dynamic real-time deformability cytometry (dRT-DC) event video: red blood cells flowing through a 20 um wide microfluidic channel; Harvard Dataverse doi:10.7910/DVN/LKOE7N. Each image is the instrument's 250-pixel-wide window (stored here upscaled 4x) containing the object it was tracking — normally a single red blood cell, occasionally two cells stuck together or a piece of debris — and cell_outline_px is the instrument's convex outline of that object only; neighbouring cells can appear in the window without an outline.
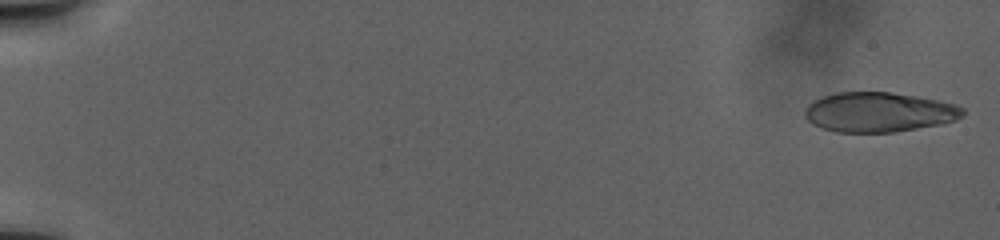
{"species": "human", "species_latin": "Homo sapiens", "temperature_condition": "warm", "stored_images_in_passage": 84, "camera_frame_rate_fps": 3000, "um_per_image_px": 0.085, "donor": {"sex": "male"}, "frame": {"image": 1, "passage_image": 3, "time_ms": 0.667, "image_size_px": [1000, 240], "cell_outline_px": [[964, 116], [956, 120], [944, 124], [896, 132], [836, 132], [812, 124], [804, 116], [804, 108], [812, 100], [836, 92], [892, 92], [940, 100], [964, 108]], "centroid_in_image_um": [74.71, 9.53], "position_along_channel_um": 10.3, "area_um2": 36.93}}
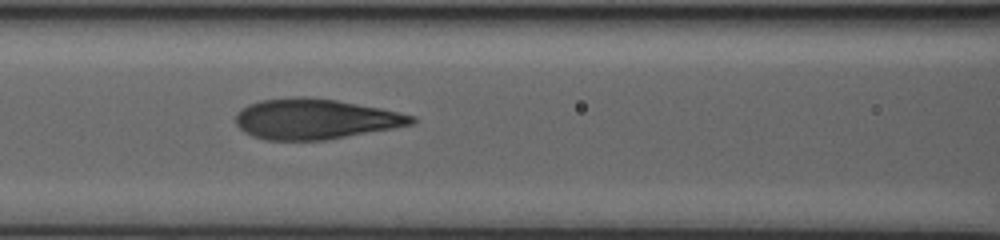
{"frame": {"image": 2, "passage_image": 49, "time_ms": 19.667, "image_size_px": [1000, 240], "cell_outline_px": [[416, 124], [324, 140], [264, 140], [252, 136], [244, 132], [236, 124], [236, 112], [240, 108], [248, 104], [260, 100], [292, 96], [308, 96], [336, 100], [380, 108], [400, 112], [416, 116]], "centroid_in_image_um": [26.77, 10.1], "position_along_channel_um": 139.8, "area_um2": 41.67}}
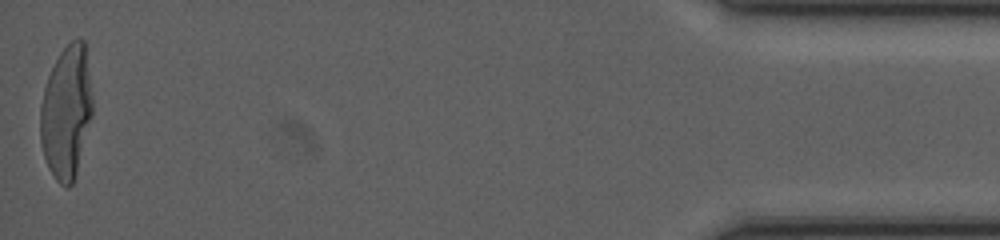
{"frame": {"image": 3, "passage_image": 84, "time_ms": 41.0, "image_size_px": [1000, 240], "cell_outline_px": [[92, 116], [76, 172], [72, 184], [68, 188], [64, 188], [56, 180], [48, 168], [44, 156], [40, 140], [40, 104], [44, 88], [48, 76], [60, 52], [72, 40], [84, 40], [92, 96]], "centroid_in_image_um": [5.63, 9.56], "position_along_channel_um": 429.6, "area_um2": 40.17}}